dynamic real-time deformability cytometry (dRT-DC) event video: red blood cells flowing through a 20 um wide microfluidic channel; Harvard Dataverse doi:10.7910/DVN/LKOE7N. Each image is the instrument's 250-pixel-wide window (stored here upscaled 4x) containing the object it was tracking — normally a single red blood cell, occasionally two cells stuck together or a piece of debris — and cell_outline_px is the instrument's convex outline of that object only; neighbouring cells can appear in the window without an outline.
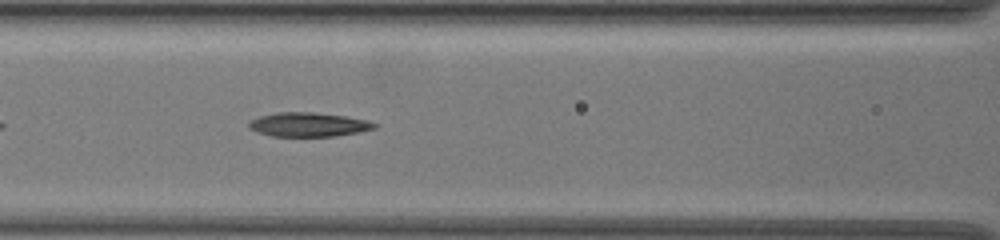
{"species": "common noctule bat (a hibernating species)", "species_latin": "Nyctalus noctula", "temperature_condition": "warm", "stored_images_in_passage": 33, "camera_frame_rate_fps": 3000, "um_per_image_px": 0.085, "animal": {"sex": "female", "body_mass_g": 19.5, "forearm_length_mm": 54.1}, "frame": {"image": 1, "passage_image": 9, "time_ms": 2.667, "image_size_px": [1000, 240], "cell_outline_px": [[376, 128], [336, 136], [272, 136], [256, 132], [248, 128], [248, 124], [252, 120], [260, 116], [276, 112], [312, 112], [344, 116], [368, 120], [376, 124]], "centroid_in_image_um": [26.18, 10.59], "position_along_channel_um": 140.4, "area_um2": 17.51}}
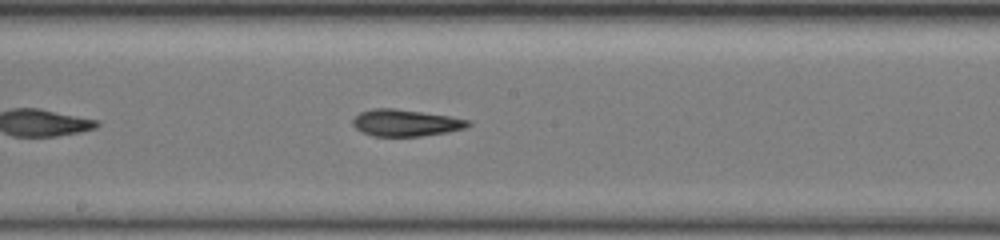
{"frame": {"image": 2, "passage_image": 15, "time_ms": 4.667, "image_size_px": [1000, 240], "cell_outline_px": [[472, 124], [464, 128], [448, 132], [420, 136], [372, 136], [360, 132], [352, 124], [352, 120], [360, 112], [372, 108], [392, 108], [448, 116], [468, 120]], "centroid_in_image_um": [34.43, 10.45], "position_along_channel_um": 213.8, "area_um2": 17.86}}
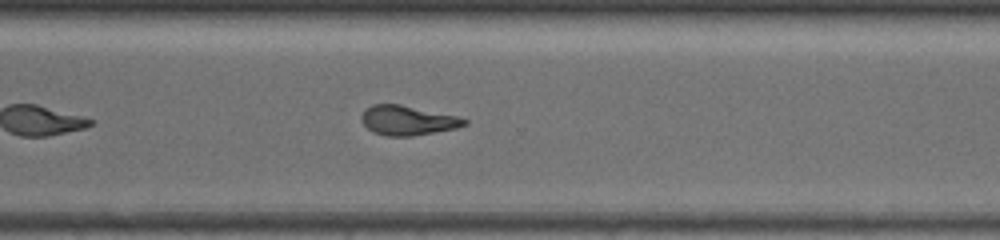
{"frame": {"image": 3, "passage_image": 25, "time_ms": 8.0, "image_size_px": [1000, 240], "cell_outline_px": [[468, 124], [456, 128], [412, 136], [388, 136], [372, 132], [360, 120], [360, 116], [372, 104], [400, 104], [460, 116], [468, 120]], "centroid_in_image_um": [34.68, 10.23], "position_along_channel_um": 335.9, "area_um2": 17.8}}